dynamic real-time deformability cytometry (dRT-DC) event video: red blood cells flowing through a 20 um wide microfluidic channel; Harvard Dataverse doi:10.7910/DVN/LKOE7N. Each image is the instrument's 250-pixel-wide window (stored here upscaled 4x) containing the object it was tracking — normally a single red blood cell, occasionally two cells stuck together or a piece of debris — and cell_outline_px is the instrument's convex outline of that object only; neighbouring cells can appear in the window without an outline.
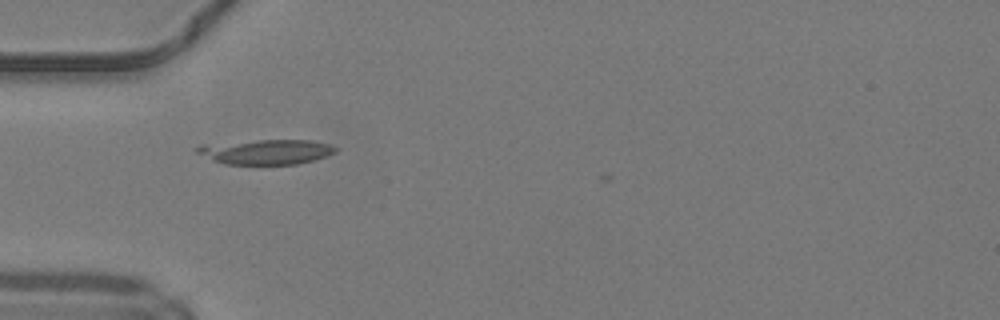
{"species": "common noctule bat (a hibernating species)", "species_latin": "Nyctalus noctula", "temperature_condition": "warm", "stored_images_in_passage": 35, "camera_frame_rate_fps": 3000, "um_per_image_px": 0.085, "animal": {"sex": "male", "body_mass_g": 19.2, "forearm_length_mm": 51.8}, "frame": {"image": 1, "passage_image": 2, "time_ms": 0.333, "image_size_px": [1000, 320], "cell_outline_px": [[340, 148], [336, 152], [328, 156], [316, 160], [296, 164], [224, 164], [212, 160], [196, 152], [192, 148], [200, 144], [260, 140], [312, 140], [332, 144]], "centroid_in_image_um": [22.65, 12.89], "position_along_channel_um": 62.3, "area_um2": 20.52}}
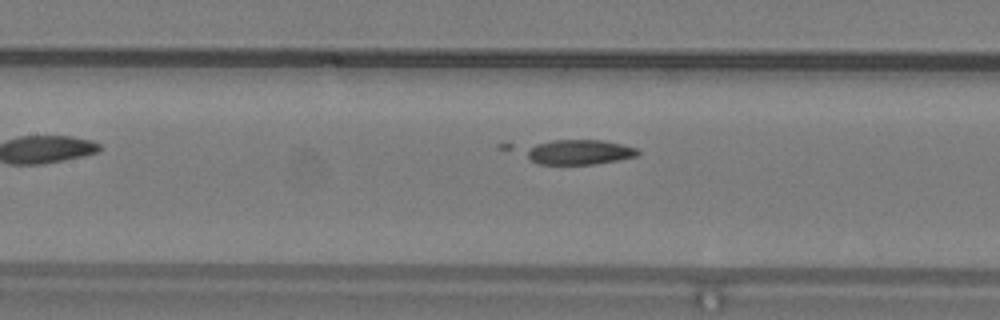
{"frame": {"image": 2, "passage_image": 9, "time_ms": 2.667, "image_size_px": [1000, 320], "cell_outline_px": [[640, 152], [636, 156], [616, 160], [592, 164], [540, 164], [532, 160], [528, 156], [528, 148], [536, 144], [552, 140], [604, 140], [636, 148]], "centroid_in_image_um": [49.25, 12.92], "position_along_channel_um": 158.1, "area_um2": 15.84}}
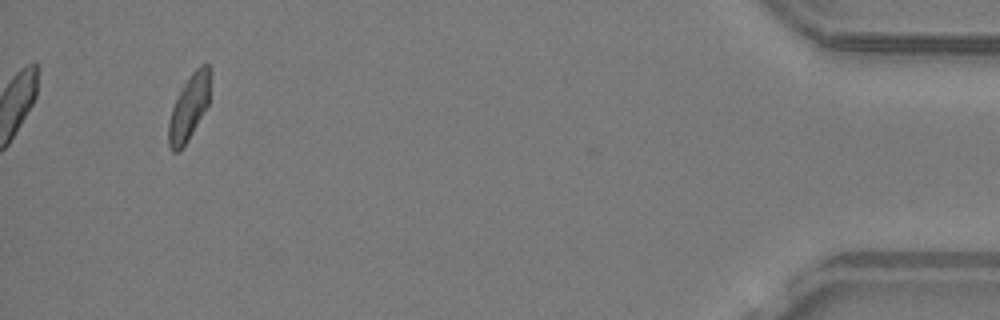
{"frame": {"image": 3, "passage_image": 33, "time_ms": 10.667, "image_size_px": [1000, 320], "cell_outline_px": [[212, 72], [208, 104], [188, 140], [180, 152], [172, 152], [168, 144], [168, 124], [172, 108], [180, 92], [192, 72], [200, 64], [208, 64]], "centroid_in_image_um": [16.08, 9.13], "position_along_channel_um": 419.1, "area_um2": 15.84}}